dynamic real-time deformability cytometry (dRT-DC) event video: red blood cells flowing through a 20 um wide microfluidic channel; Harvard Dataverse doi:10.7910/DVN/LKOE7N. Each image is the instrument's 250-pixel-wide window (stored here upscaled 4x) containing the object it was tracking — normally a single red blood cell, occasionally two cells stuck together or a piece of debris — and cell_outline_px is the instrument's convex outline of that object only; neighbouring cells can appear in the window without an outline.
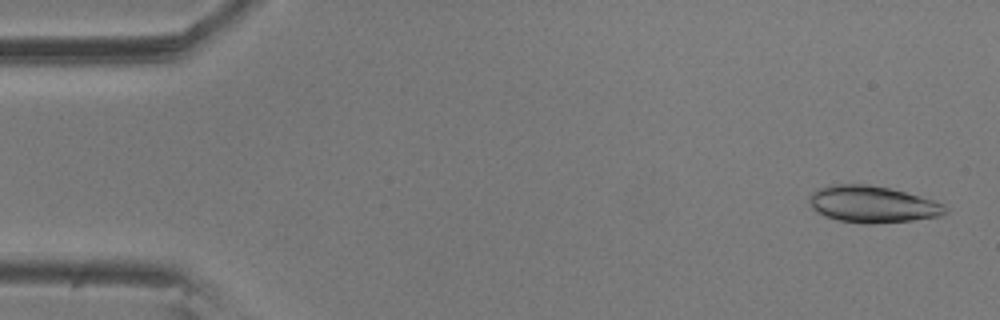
{"species": "common noctule bat (a hibernating species)", "species_latin": "Nyctalus noctula", "temperature_condition": "room temperature", "stored_images_in_passage": 20, "camera_frame_rate_fps": 3000, "um_per_image_px": 0.085, "animal": {"sex": "male", "body_mass_g": 20.5, "forearm_length_mm": 52.5}, "frame": {"image": 1, "passage_image": 2, "time_ms": 0.333, "image_size_px": [1000, 320], "cell_outline_px": [[948, 212], [940, 216], [912, 220], [872, 224], [864, 224], [836, 220], [812, 208], [812, 192], [816, 188], [832, 184], [868, 184], [888, 188], [904, 192], [932, 200], [944, 204], [948, 208]], "centroid_in_image_um": [74.19, 17.36], "position_along_channel_um": 10.8, "area_um2": 28.78}}
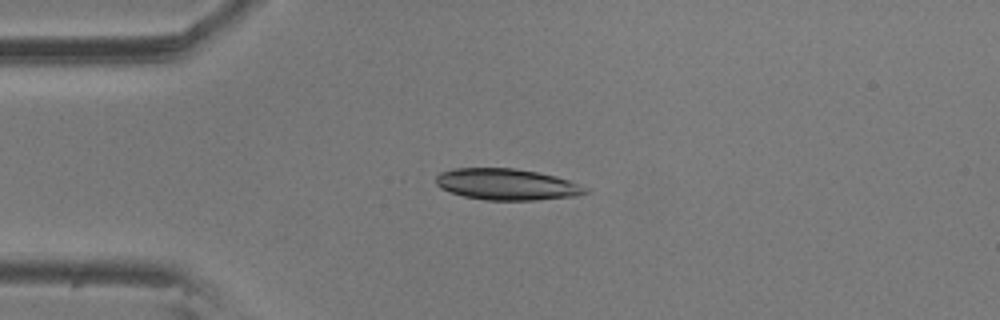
{"frame": {"image": 2, "passage_image": 13, "time_ms": 4.0, "image_size_px": [1000, 320], "cell_outline_px": [[588, 192], [576, 196], [536, 200], [484, 200], [464, 196], [440, 188], [436, 184], [436, 176], [440, 172], [452, 168], [516, 168], [556, 176], [568, 180], [576, 184]], "centroid_in_image_um": [43.01, 15.66], "position_along_channel_um": 42.0, "area_um2": 27.05}}
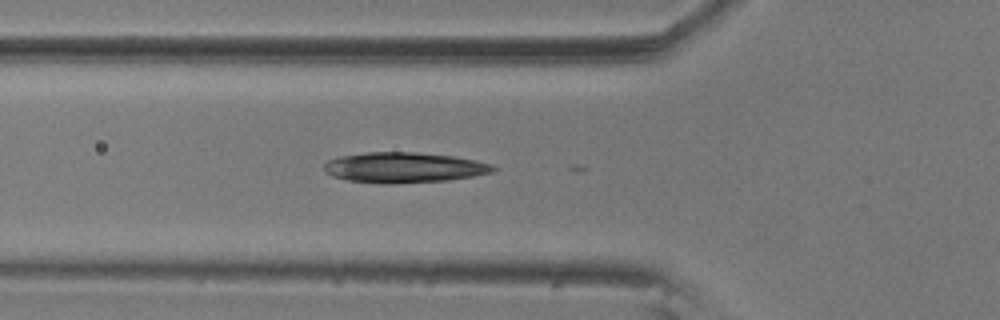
{"frame": {"image": 3, "passage_image": 19, "time_ms": 6.0, "image_size_px": [1000, 320], "cell_outline_px": [[496, 168], [492, 172], [472, 176], [448, 180], [388, 184], [380, 184], [348, 180], [332, 176], [324, 172], [324, 164], [328, 160], [340, 156], [364, 152], [416, 152], [456, 156], [476, 160], [492, 164]], "centroid_in_image_um": [34.31, 14.23], "position_along_channel_um": 91.5, "area_um2": 30.11}}